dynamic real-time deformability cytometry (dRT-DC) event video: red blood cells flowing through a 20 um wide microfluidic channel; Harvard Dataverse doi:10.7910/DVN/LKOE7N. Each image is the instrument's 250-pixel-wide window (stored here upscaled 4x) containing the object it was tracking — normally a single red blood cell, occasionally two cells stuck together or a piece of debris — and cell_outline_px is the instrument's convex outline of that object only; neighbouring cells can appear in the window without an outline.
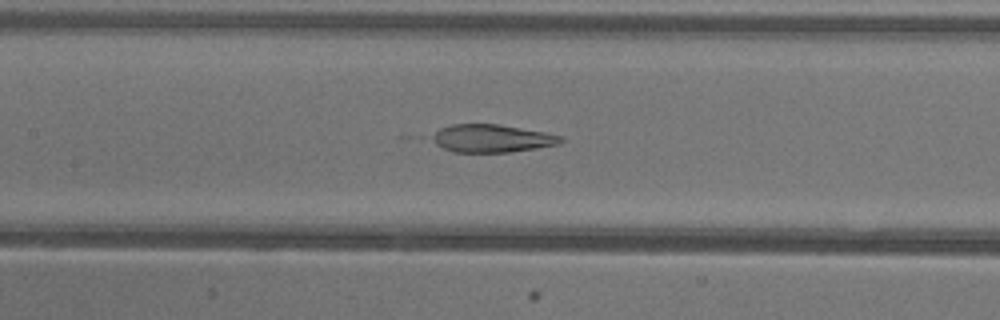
{"species": "common noctule bat (a hibernating species)", "species_latin": "Nyctalus noctula", "temperature_condition": "warm", "stored_images_in_passage": 47, "camera_frame_rate_fps": 3000, "um_per_image_px": 0.085, "animal": {"sex": "female"}, "frame": {"image": 1, "passage_image": 19, "time_ms": 6.0, "image_size_px": [1000, 320], "cell_outline_px": [[564, 140], [560, 144], [536, 148], [508, 152], [452, 152], [420, 136], [440, 128], [452, 124], [496, 124], [544, 132], [564, 136]], "centroid_in_image_um": [41.66, 11.76], "position_along_channel_um": 165.7, "area_um2": 21.39}}
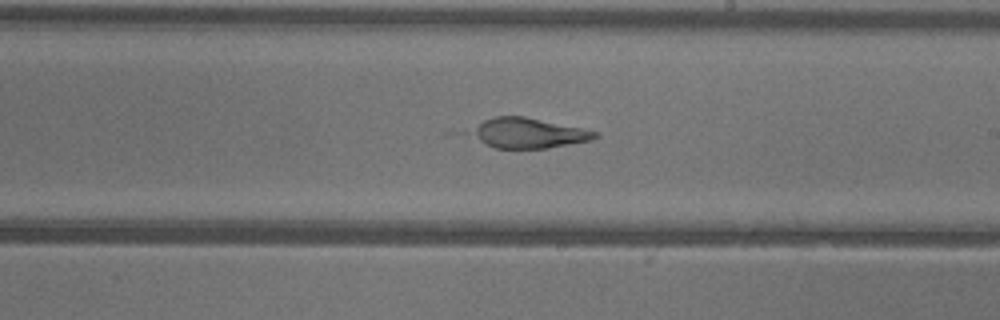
{"frame": {"image": 2, "passage_image": 25, "time_ms": 8.0, "image_size_px": [1000, 320], "cell_outline_px": [[600, 136], [592, 140], [548, 148], [496, 148], [460, 132], [484, 120], [496, 116], [524, 116], [580, 128], [596, 132]], "centroid_in_image_um": [44.77, 11.31], "position_along_channel_um": 244.2, "area_um2": 21.96}}
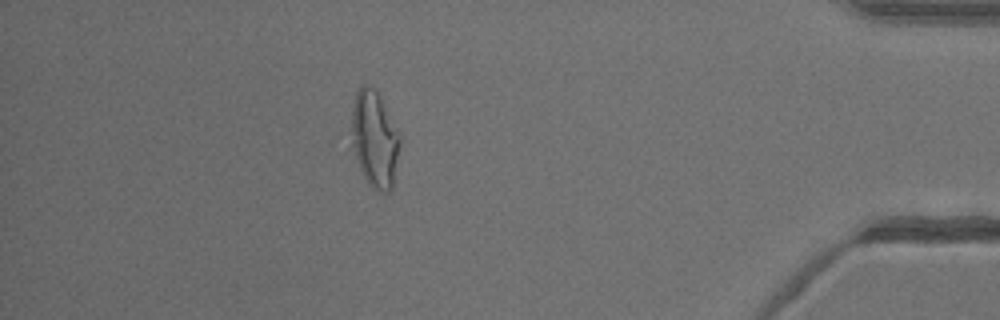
{"frame": {"image": 3, "passage_image": 41, "time_ms": 13.333, "image_size_px": [1000, 320], "cell_outline_px": [[400, 144], [392, 188], [388, 192], [380, 192], [372, 188], [368, 184], [360, 168], [352, 144], [352, 108], [356, 92], [360, 84], [368, 84], [380, 96], [400, 132]], "centroid_in_image_um": [31.85, 11.8], "position_along_channel_um": 403.3, "area_um2": 27.17}, "authors_computed_cell_mechanics": {"area_um2": 25.143, "velocity_mm_per_s": 3.9375, "shape_relaxation_time_tau1_ms": null, "shape_relaxation_time_tau2_ms": 6.9478, "deformation_change_tau1": null, "deformation_change_tau2": 0.1397}}